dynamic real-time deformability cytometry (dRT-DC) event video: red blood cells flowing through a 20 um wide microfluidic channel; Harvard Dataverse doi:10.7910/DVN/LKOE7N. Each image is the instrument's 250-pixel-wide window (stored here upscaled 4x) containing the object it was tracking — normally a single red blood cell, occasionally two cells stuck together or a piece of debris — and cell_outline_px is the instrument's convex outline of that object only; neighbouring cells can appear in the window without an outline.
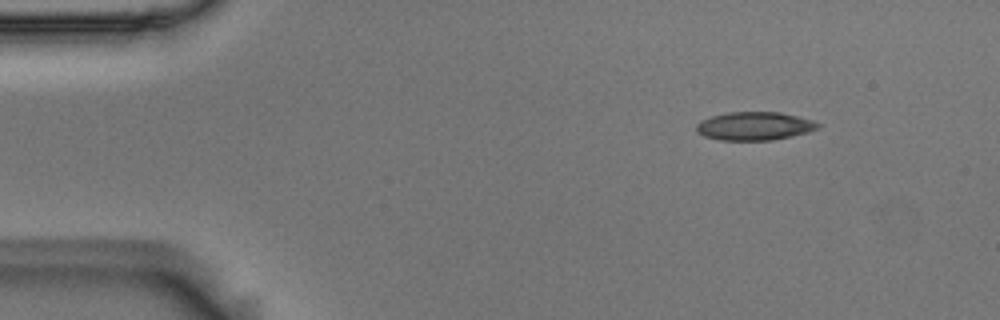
{"species": "Egyptian fruit bat (a non-hibernating species)", "species_latin": "Rousettus aegyptiacus", "temperature_condition": "room temperature", "stored_images_in_passage": 8, "camera_frame_rate_fps": 3000, "um_per_image_px": 0.085, "animal": {"sex": "male"}, "frame": {"image": 1, "passage_image": 1, "time_ms": 0.0, "image_size_px": [1000, 320], "cell_outline_px": [[820, 128], [808, 132], [772, 140], [720, 140], [704, 136], [696, 132], [696, 124], [700, 120], [712, 116], [728, 112], [780, 112], [812, 120], [820, 124]], "centroid_in_image_um": [64.11, 10.71], "position_along_channel_um": 20.9, "area_um2": 20.06}}
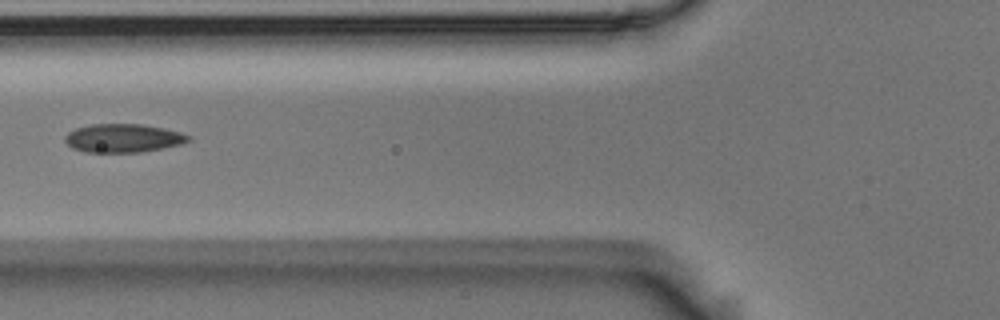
{"frame": {"image": 2, "passage_image": 5, "time_ms": 1.333, "image_size_px": [1000, 320], "cell_outline_px": [[192, 140], [180, 144], [140, 152], [88, 152], [72, 148], [64, 140], [64, 136], [68, 132], [76, 128], [92, 124], [144, 124], [164, 128], [180, 132], [192, 136]], "centroid_in_image_um": [10.48, 11.73], "position_along_channel_um": 115.3, "area_um2": 20.46}}
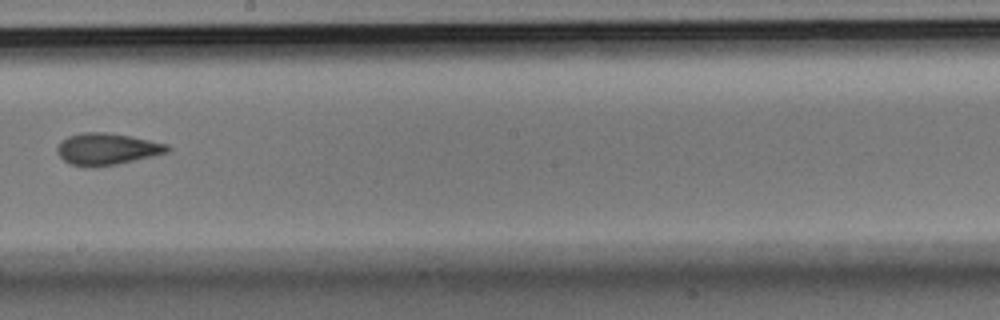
{"frame": {"image": 3, "passage_image": 8, "time_ms": 2.333, "image_size_px": [1000, 320], "cell_outline_px": [[172, 148], [168, 152], [152, 156], [116, 164], [92, 168], [68, 164], [56, 152], [56, 148], [60, 140], [68, 136], [80, 132], [108, 132], [132, 136], [168, 144]], "centroid_in_image_um": [9.06, 12.66], "position_along_channel_um": 239.1, "area_um2": 20.69}}